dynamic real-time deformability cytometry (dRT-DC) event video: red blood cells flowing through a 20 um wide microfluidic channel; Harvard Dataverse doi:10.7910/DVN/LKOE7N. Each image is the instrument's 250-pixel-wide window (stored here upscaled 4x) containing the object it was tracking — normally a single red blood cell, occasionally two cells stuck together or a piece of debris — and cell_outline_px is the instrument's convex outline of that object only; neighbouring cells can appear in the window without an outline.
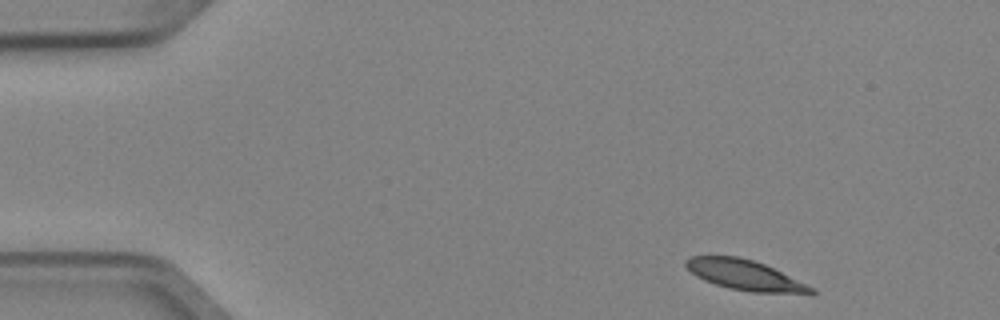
{"species": "Egyptian fruit bat (a non-hibernating species)", "species_latin": "Rousettus aegyptiacus", "temperature_condition": "cold", "stored_images_in_passage": 3, "camera_frame_rate_fps": 3000, "um_per_image_px": 0.085, "animal": {"sex": "female"}, "frame": {"image": 1, "passage_image": 1, "time_ms": 0.0, "image_size_px": [1000, 320], "cell_outline_px": [[816, 292], [812, 296], [752, 292], [728, 288], [704, 280], [696, 276], [684, 264], [684, 260], [688, 256], [740, 256], [764, 264], [816, 288]], "centroid_in_image_um": [63.41, 23.42], "position_along_channel_um": 21.6, "area_um2": 22.54}}